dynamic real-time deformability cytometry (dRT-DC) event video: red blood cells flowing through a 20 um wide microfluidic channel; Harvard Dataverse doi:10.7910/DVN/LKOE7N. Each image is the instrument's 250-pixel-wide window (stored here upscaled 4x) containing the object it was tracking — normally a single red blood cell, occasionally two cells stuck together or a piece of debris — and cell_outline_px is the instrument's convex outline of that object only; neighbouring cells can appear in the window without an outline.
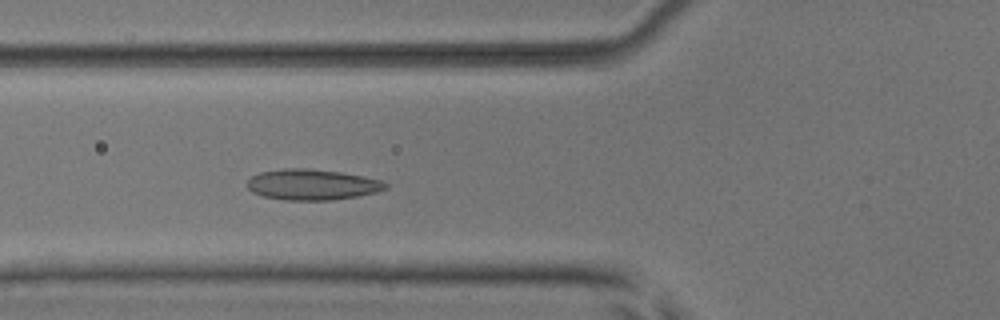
{"species": "common noctule bat (a hibernating species)", "species_latin": "Nyctalus noctula", "temperature_condition": "room temperature", "stored_images_in_passage": 51, "camera_frame_rate_fps": 3000, "um_per_image_px": 0.085, "animal": {"sex": "male", "body_mass_g": 17.9, "forearm_length_mm": 54.2}, "frame": {"image": 1, "passage_image": 18, "time_ms": 5.667, "image_size_px": [1000, 320], "cell_outline_px": [[388, 188], [376, 192], [356, 196], [332, 200], [284, 200], [264, 196], [252, 192], [244, 184], [252, 176], [260, 172], [284, 168], [308, 168], [340, 172], [364, 176], [380, 180], [388, 184]], "centroid_in_image_um": [26.51, 15.68], "position_along_channel_um": 99.3, "area_um2": 24.85}}
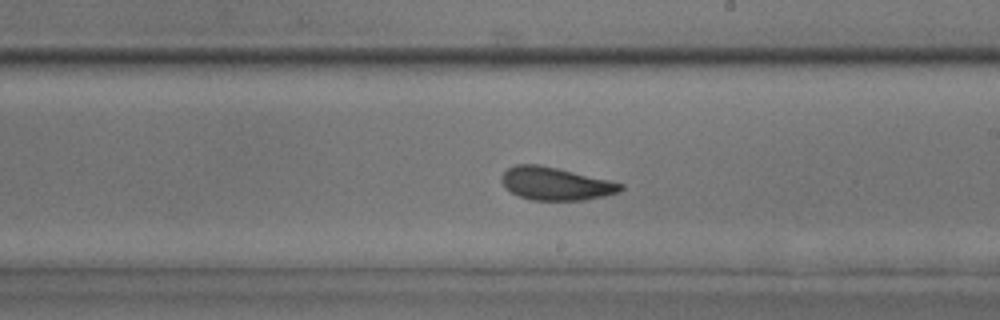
{"frame": {"image": 2, "passage_image": 29, "time_ms": 9.333, "image_size_px": [1000, 320], "cell_outline_px": [[624, 188], [620, 192], [604, 196], [584, 200], [532, 200], [520, 196], [512, 192], [500, 180], [500, 176], [512, 164], [540, 164], [608, 180], [624, 184]], "centroid_in_image_um": [47.22, 15.6], "position_along_channel_um": 241.8, "area_um2": 22.72}}
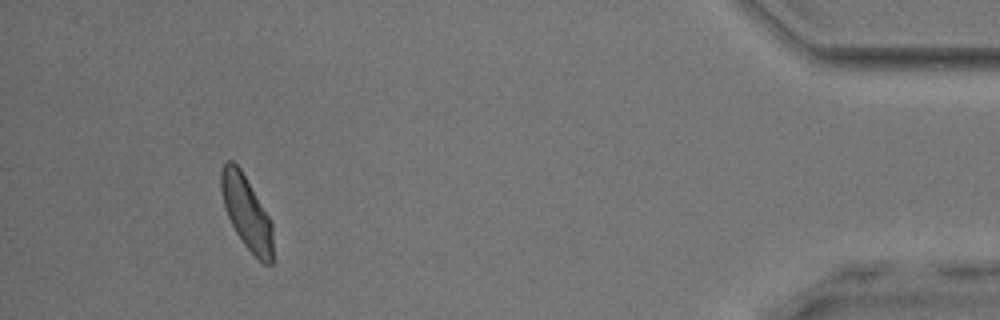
{"frame": {"image": 3, "passage_image": 47, "time_ms": 15.333, "image_size_px": [1000, 320], "cell_outline_px": [[272, 264], [264, 264], [244, 244], [236, 232], [228, 216], [224, 204], [220, 188], [220, 172], [224, 164], [228, 160], [232, 160], [240, 168], [272, 220]], "centroid_in_image_um": [20.96, 18.03], "position_along_channel_um": 414.2, "area_um2": 21.91}, "authors_computed_cell_mechanics": {"area_um2": 23.0044, "velocity_mm_per_s": 3.9023, "shape_relaxation_time_tau1_ms": 4.277, "shape_relaxation_time_tau2_ms": 1.2706, "deformation_change_tau1": 0.0898, "deformation_change_tau2": 0.0664}}